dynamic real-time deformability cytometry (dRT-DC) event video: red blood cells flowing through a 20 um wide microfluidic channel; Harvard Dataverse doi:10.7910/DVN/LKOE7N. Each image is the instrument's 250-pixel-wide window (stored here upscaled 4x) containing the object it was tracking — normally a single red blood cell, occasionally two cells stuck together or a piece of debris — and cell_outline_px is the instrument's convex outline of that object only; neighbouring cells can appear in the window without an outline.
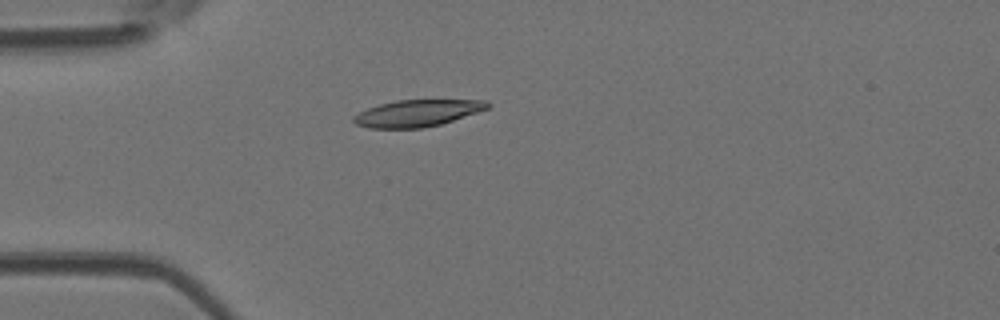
{"species": "Egyptian fruit bat (a non-hibernating species)", "species_latin": "Rousettus aegyptiacus", "temperature_condition": "room temperature", "stored_images_in_passage": 2, "camera_frame_rate_fps": 3000, "um_per_image_px": 0.085, "animal": {"sex": "female"}, "frame": {"image": 1, "passage_image": 2, "time_ms": 0.333, "image_size_px": [1000, 320], "cell_outline_px": [[492, 104], [488, 108], [440, 124], [424, 128], [368, 128], [356, 124], [352, 120], [352, 116], [368, 108], [380, 104], [396, 100], [488, 100]], "centroid_in_image_um": [35.45, 9.61], "position_along_channel_um": 49.6, "area_um2": 20.75}}